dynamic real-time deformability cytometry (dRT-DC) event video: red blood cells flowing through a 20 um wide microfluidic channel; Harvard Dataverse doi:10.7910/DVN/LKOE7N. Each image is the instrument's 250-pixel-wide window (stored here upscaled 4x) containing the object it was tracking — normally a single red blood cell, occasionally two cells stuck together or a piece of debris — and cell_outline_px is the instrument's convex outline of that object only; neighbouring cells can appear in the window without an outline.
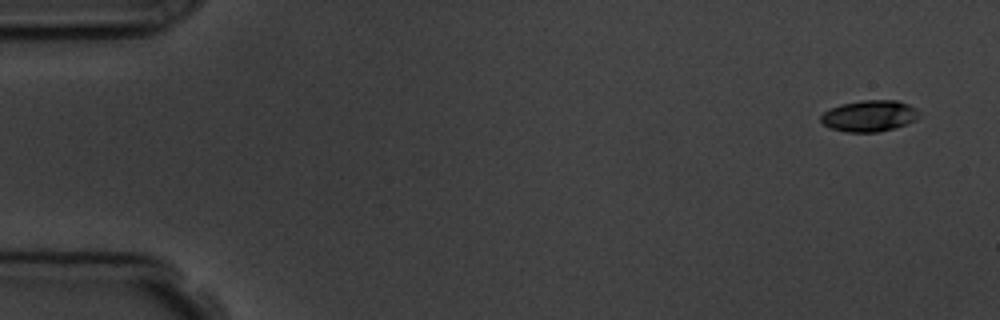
{"species": "common noctule bat (a hibernating species)", "species_latin": "Nyctalus noctula", "temperature_condition": "room temperature", "stored_images_in_passage": 5, "segment_of_instrument_passage": [1, 2], "camera_frame_rate_fps": 3000, "um_per_image_px": 0.085, "animal": {"sex": "male", "body_mass_g": 19.5, "forearm_length_mm": 54.6}, "frame": {"image": 1, "passage_image": 1, "time_ms": 0.0, "image_size_px": [1000, 320], "cell_outline_px": [[916, 120], [880, 132], [848, 132], [832, 128], [824, 124], [820, 120], [820, 116], [824, 112], [840, 104], [860, 100], [896, 100], [908, 104], [916, 108]], "centroid_in_image_um": [73.86, 9.84], "position_along_channel_um": 11.1, "area_um2": 17.63}}